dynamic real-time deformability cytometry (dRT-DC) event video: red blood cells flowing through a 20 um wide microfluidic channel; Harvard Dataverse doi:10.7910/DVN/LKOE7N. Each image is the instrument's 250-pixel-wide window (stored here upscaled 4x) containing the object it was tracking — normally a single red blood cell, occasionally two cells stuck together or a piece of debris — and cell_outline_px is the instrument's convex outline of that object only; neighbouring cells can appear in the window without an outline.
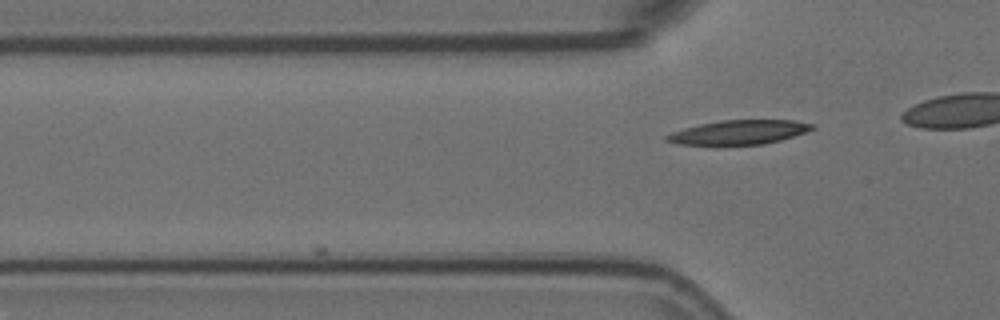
{"species": "Egyptian fruit bat (a non-hibernating species)", "species_latin": "Rousettus aegyptiacus", "temperature_condition": "room temperature", "stored_images_in_passage": 5, "camera_frame_rate_fps": 3000, "um_per_image_px": 0.085, "animal": {"sex": "female"}, "frame": {"image": 1, "passage_image": 5, "time_ms": 1.333, "image_size_px": [1000, 320], "cell_outline_px": [[816, 128], [780, 140], [764, 144], [716, 148], [676, 144], [664, 140], [664, 136], [672, 132], [684, 128], [700, 124], [720, 120], [792, 120], [816, 124]], "centroid_in_image_um": [62.7, 11.29], "position_along_channel_um": 63.1, "area_um2": 21.62}}